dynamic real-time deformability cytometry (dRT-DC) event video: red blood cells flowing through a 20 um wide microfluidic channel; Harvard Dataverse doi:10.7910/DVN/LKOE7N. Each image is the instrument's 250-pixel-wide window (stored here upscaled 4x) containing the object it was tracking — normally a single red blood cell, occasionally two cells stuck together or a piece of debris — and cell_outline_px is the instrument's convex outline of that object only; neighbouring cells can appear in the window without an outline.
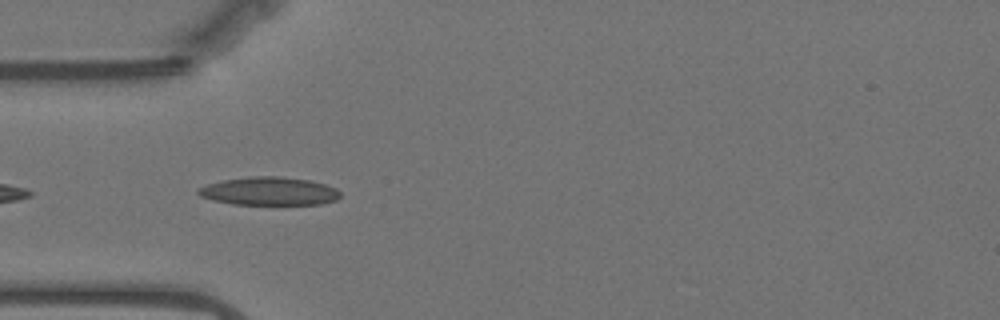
{"species": "Egyptian fruit bat (a non-hibernating species)", "species_latin": "Rousettus aegyptiacus", "temperature_condition": "warm", "stored_images_in_passage": 8, "camera_frame_rate_fps": 3000, "um_per_image_px": 0.085, "animal": {"sex": "female"}, "frame": {"image": 1, "passage_image": 3, "time_ms": 0.667, "image_size_px": [1000, 320], "cell_outline_px": [[340, 196], [336, 200], [320, 204], [232, 204], [212, 200], [200, 196], [196, 192], [200, 188], [208, 184], [224, 180], [248, 176], [280, 176], [308, 180], [324, 184], [336, 188], [340, 192]], "centroid_in_image_um": [22.88, 16.25], "position_along_channel_um": 62.1, "area_um2": 23.24}}
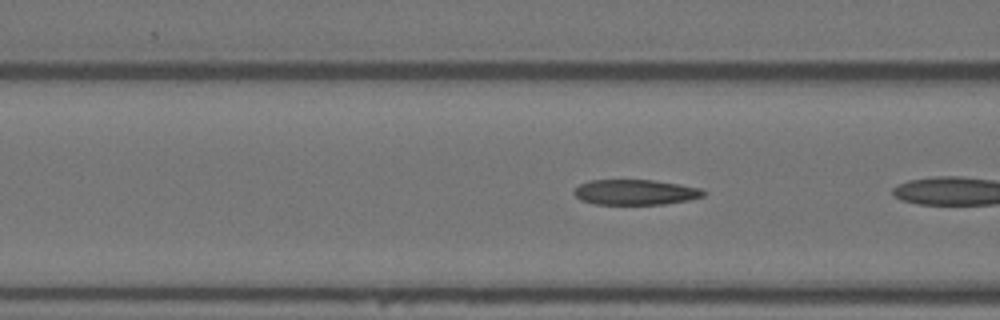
{"frame": {"image": 2, "passage_image": 5, "time_ms": 1.333, "image_size_px": [1000, 320], "cell_outline_px": [[708, 192], [704, 196], [688, 200], [664, 204], [596, 204], [580, 200], [572, 192], [580, 184], [588, 180], [652, 180], [680, 184], [700, 188]], "centroid_in_image_um": [54.01, 16.33], "position_along_channel_um": 112.6, "area_um2": 19.13}}